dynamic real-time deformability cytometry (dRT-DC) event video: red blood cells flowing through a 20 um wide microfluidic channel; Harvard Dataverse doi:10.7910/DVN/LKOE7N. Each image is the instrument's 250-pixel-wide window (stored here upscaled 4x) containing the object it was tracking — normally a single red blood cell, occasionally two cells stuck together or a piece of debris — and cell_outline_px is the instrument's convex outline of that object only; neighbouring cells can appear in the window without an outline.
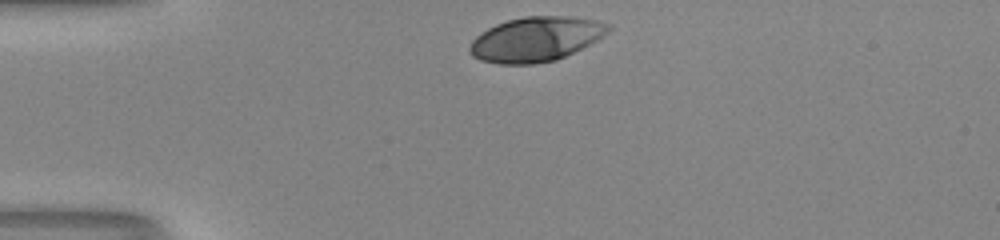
{"species": "human", "species_latin": "Homo sapiens", "temperature_condition": "room temperature", "stored_images_in_passage": 30, "camera_frame_rate_fps": 3000, "um_per_image_px": 0.085, "donor": {"sex": "male"}, "frame": {"image": 1, "passage_image": 1, "time_ms": 0.0, "image_size_px": [1000, 240], "cell_outline_px": [[612, 28], [608, 32], [596, 40], [556, 60], [532, 64], [500, 64], [480, 60], [472, 56], [468, 52], [468, 48], [472, 40], [480, 32], [496, 24], [508, 20], [524, 16], [572, 16], [596, 20], [612, 24]], "centroid_in_image_um": [45.52, 3.32], "position_along_channel_um": 39.5, "area_um2": 36.07}}
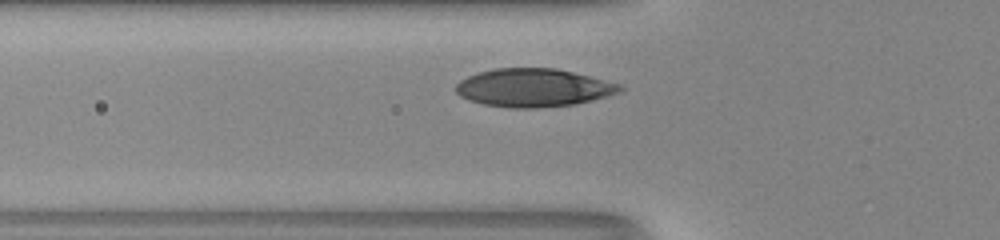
{"frame": {"image": 2, "passage_image": 7, "time_ms": 2.0, "image_size_px": [1000, 240], "cell_outline_px": [[624, 88], [620, 92], [608, 96], [576, 104], [536, 108], [508, 108], [484, 104], [468, 100], [460, 96], [456, 92], [456, 84], [460, 80], [468, 76], [480, 72], [496, 68], [556, 68], [624, 84]], "centroid_in_image_um": [45.38, 7.46], "position_along_channel_um": 80.4, "area_um2": 36.7}}
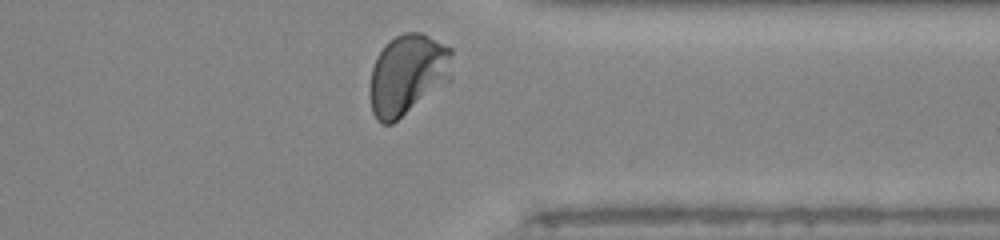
{"frame": {"image": 3, "passage_image": 29, "time_ms": 9.333, "image_size_px": [1000, 240], "cell_outline_px": [[452, 80], [392, 124], [380, 124], [376, 120], [372, 112], [368, 92], [368, 88], [372, 68], [376, 56], [384, 44], [388, 40], [404, 32], [420, 32], [452, 48]], "centroid_in_image_um": [34.63, 6.35], "position_along_channel_um": 376.8, "area_um2": 39.54}, "authors_computed_cell_mechanics": {"area_um2": 36.7319, "velocity_mm_per_s": 4.0808, "shape_relaxation_time_tau1_ms": 2.3159, "shape_relaxation_time_tau2_ms": null, "deformation_change_tau1": 0.1698, "deformation_change_tau2": null}}